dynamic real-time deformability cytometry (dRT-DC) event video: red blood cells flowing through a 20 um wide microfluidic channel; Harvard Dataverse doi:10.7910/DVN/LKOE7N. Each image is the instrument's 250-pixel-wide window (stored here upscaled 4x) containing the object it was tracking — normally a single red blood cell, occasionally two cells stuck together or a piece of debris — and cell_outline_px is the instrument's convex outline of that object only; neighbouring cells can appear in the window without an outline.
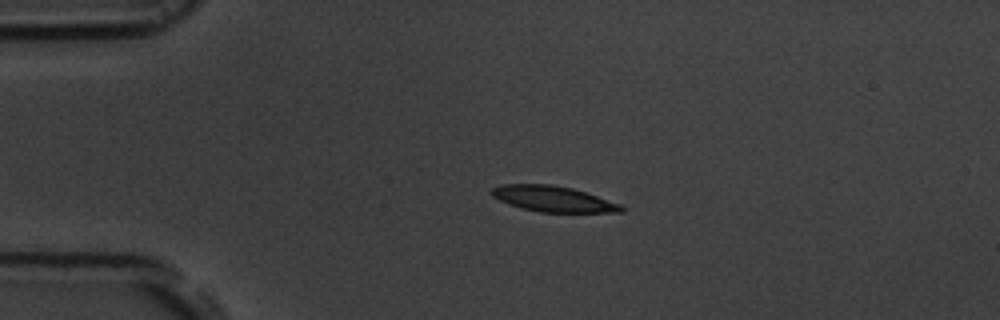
{"species": "common noctule bat (a hibernating species)", "species_latin": "Nyctalus noctula", "temperature_condition": "room temperature", "stored_images_in_passage": 50, "camera_frame_rate_fps": 3000, "um_per_image_px": 0.085, "animal": {"sex": "male", "body_mass_g": 19.5, "forearm_length_mm": 54.6}, "frame": {"image": 1, "passage_image": 9, "time_ms": 2.667, "image_size_px": [1000, 320], "cell_outline_px": [[624, 212], [540, 212], [520, 208], [508, 204], [492, 196], [488, 192], [492, 188], [500, 184], [552, 184], [572, 188], [620, 204], [624, 208]], "centroid_in_image_um": [46.95, 16.9], "position_along_channel_um": 38.0, "area_um2": 19.42}}
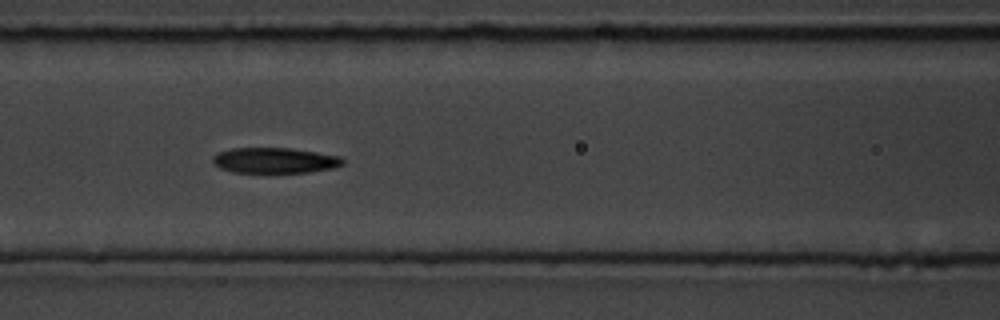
{"frame": {"image": 2, "passage_image": 20, "time_ms": 6.333, "image_size_px": [1000, 320], "cell_outline_px": [[344, 164], [332, 168], [308, 172], [232, 172], [220, 168], [212, 164], [212, 156], [220, 152], [232, 148], [292, 148], [340, 156], [344, 160]], "centroid_in_image_um": [23.33, 13.63], "position_along_channel_um": 143.3, "area_um2": 19.31}}
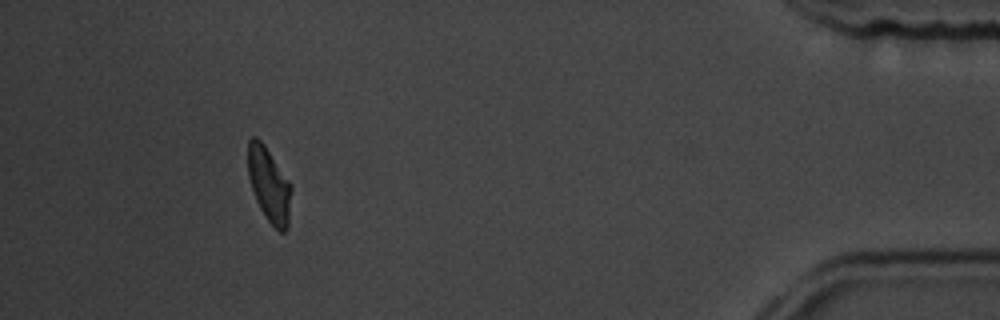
{"frame": {"image": 3, "passage_image": 46, "time_ms": 15.0, "image_size_px": [1000, 320], "cell_outline_px": [[292, 188], [288, 228], [284, 232], [280, 232], [268, 220], [260, 208], [256, 200], [248, 176], [248, 140], [252, 136], [256, 136], [264, 144], [292, 184]], "centroid_in_image_um": [22.89, 15.69], "position_along_channel_um": 412.3, "area_um2": 18.9}, "authors_computed_cell_mechanics": {"area_um2": 19.8543, "velocity_mm_per_s": 3.8174, "shape_relaxation_time_tau1_ms": 3.4653, "shape_relaxation_time_tau2_ms": 2.8773, "deformation_change_tau1": 0.1521, "deformation_change_tau2": 0.0792}}